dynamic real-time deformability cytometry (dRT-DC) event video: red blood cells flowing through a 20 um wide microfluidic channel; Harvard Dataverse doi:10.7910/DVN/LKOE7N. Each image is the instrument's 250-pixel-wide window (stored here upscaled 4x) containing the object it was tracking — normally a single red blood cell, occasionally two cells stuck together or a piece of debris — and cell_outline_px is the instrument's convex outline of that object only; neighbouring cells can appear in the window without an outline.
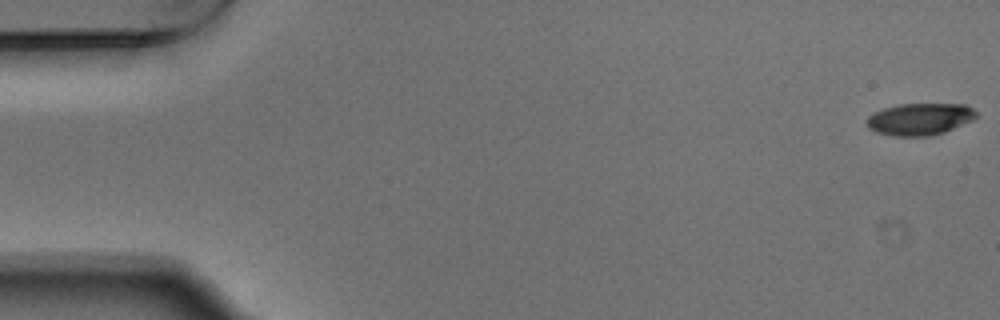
{"species": "Egyptian fruit bat (a non-hibernating species)", "species_latin": "Rousettus aegyptiacus", "temperature_condition": "warm", "stored_images_in_passage": 54, "camera_frame_rate_fps": 3000, "um_per_image_px": 0.085, "animal": {"sex": "male"}, "frame": {"image": 1, "passage_image": 1, "time_ms": 0.0, "image_size_px": [1000, 320], "cell_outline_px": [[976, 116], [972, 120], [944, 132], [932, 136], [892, 136], [876, 132], [868, 128], [868, 116], [884, 108], [900, 104], [968, 104], [976, 112]], "centroid_in_image_um": [78.19, 10.13], "position_along_channel_um": 6.8, "area_um2": 20.29}}
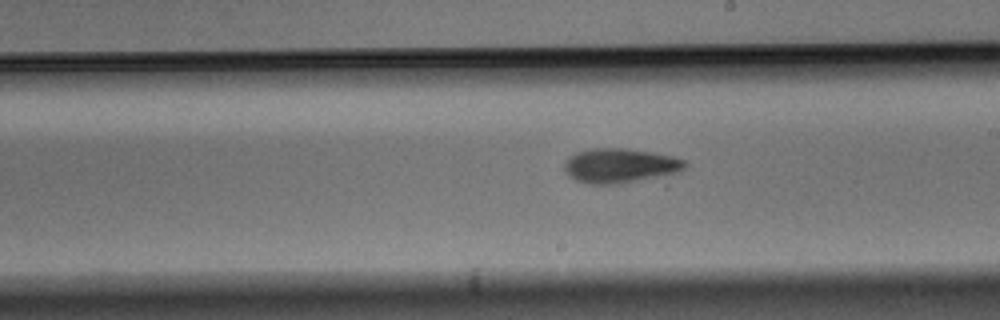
{"frame": {"image": 2, "passage_image": 31, "time_ms": 10.0, "image_size_px": [1000, 320], "cell_outline_px": [[688, 164], [680, 172], [664, 184], [588, 184], [576, 180], [568, 176], [564, 168], [564, 164], [568, 156], [576, 152], [592, 148], [624, 148], [652, 152], [672, 156], [684, 160]], "centroid_in_image_um": [52.89, 14.17], "position_along_channel_um": 236.1, "area_um2": 26.3}}
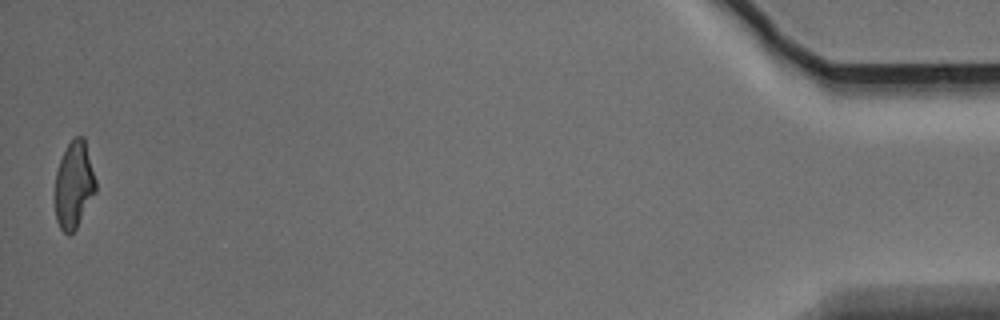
{"frame": {"image": 3, "passage_image": 54, "time_ms": 17.667, "image_size_px": [1000, 320], "cell_outline_px": [[96, 192], [76, 228], [68, 236], [60, 228], [56, 220], [56, 172], [60, 160], [68, 144], [76, 136], [84, 136], [96, 180]], "centroid_in_image_um": [6.3, 15.72], "position_along_channel_um": 428.9, "area_um2": 20.4}, "authors_computed_cell_mechanics": {"area_um2": 22.4264, "velocity_mm_per_s": 3.7296, "shape_relaxation_time_tau1_ms": 2.933, "shape_relaxation_time_tau2_ms": null, "deformation_change_tau1": 0.1536, "deformation_change_tau2": null}}